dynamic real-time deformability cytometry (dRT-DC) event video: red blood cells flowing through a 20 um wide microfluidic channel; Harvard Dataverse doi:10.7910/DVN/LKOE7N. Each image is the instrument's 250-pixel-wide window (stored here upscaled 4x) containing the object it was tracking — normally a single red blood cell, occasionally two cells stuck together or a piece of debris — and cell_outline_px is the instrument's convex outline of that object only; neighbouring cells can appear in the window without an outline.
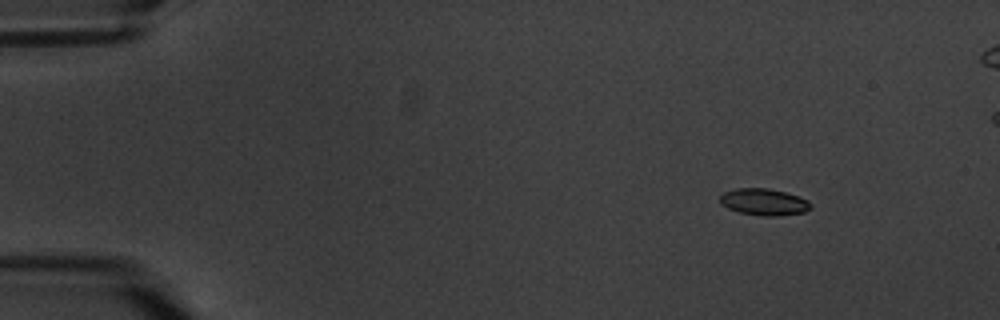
{"species": "common noctule bat (a hibernating species)", "species_latin": "Nyctalus noctula", "temperature_condition": "warm", "stored_images_in_passage": 17, "camera_frame_rate_fps": 3000, "um_per_image_px": 0.085, "animal": {"sex": "male", "body_mass_g": 20.1, "forearm_length_mm": 53.5}, "frame": {"image": 1, "passage_image": 3, "time_ms": 2.333, "image_size_px": [1000, 320], "cell_outline_px": [[812, 208], [804, 212], [776, 216], [760, 216], [740, 212], [728, 208], [720, 204], [720, 196], [724, 192], [736, 188], [768, 188], [800, 196], [808, 200], [812, 204]], "centroid_in_image_um": [64.95, 17.16], "position_along_channel_um": 20.0, "area_um2": 14.22}}
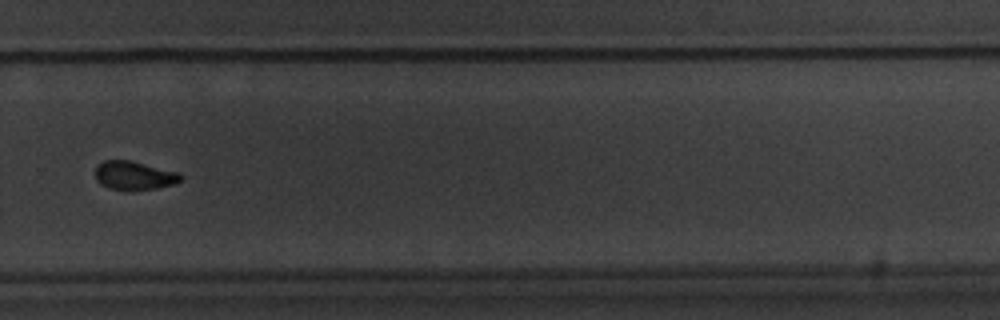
{"frame": {"image": 2, "passage_image": 12, "time_ms": 14.0, "image_size_px": [1000, 320], "cell_outline_px": [[180, 180], [172, 184], [156, 188], [108, 188], [100, 184], [96, 180], [96, 164], [104, 160], [132, 160], [180, 172]], "centroid_in_image_um": [11.37, 14.86], "position_along_channel_um": 318.4, "area_um2": 13.93}}
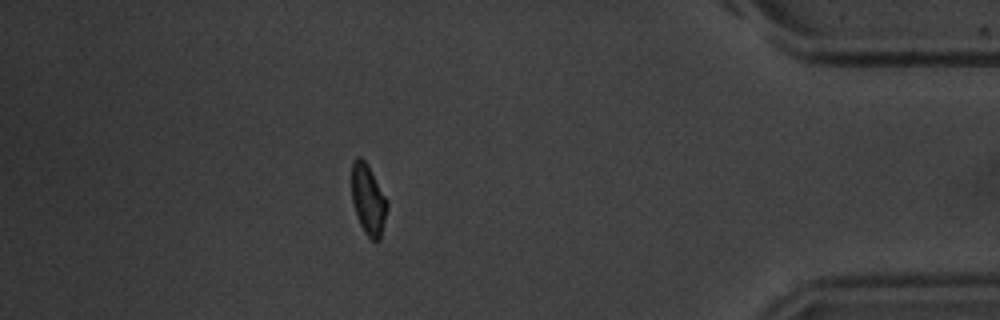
{"frame": {"image": 3, "passage_image": 15, "time_ms": 17.667, "image_size_px": [1000, 320], "cell_outline_px": [[388, 204], [380, 240], [372, 240], [364, 232], [360, 224], [352, 200], [352, 164], [356, 156], [360, 156], [368, 164], [388, 200]], "centroid_in_image_um": [31.31, 16.94], "position_along_channel_um": 403.9, "area_um2": 14.51}, "authors_computed_cell_mechanics": {"area_um2": 14.5078, "velocity_mm_per_s": 3.393, "shape_relaxation_time_tau1_ms": 1.6776, "shape_relaxation_time_tau2_ms": null, "deformation_change_tau1": 0.0897, "deformation_change_tau2": null}}